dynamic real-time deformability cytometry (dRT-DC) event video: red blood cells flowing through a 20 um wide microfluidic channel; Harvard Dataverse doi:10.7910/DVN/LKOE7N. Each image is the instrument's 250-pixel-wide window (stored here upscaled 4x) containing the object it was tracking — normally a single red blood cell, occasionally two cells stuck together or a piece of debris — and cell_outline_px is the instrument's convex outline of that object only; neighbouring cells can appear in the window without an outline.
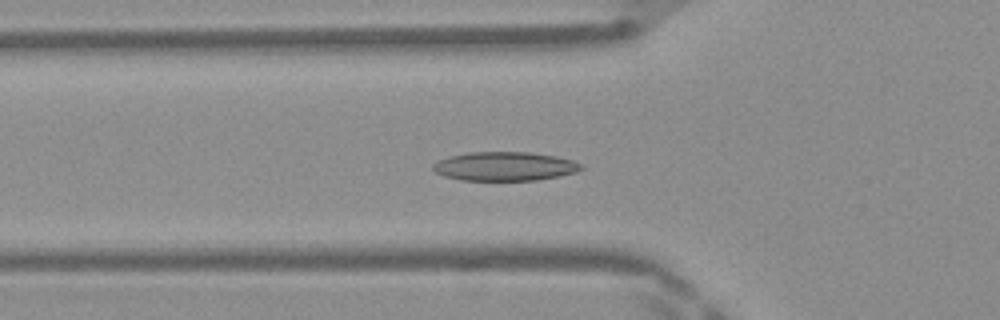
{"species": "Egyptian fruit bat (a non-hibernating species)", "species_latin": "Rousettus aegyptiacus", "temperature_condition": "warm", "stored_images_in_passage": 50, "camera_frame_rate_fps": 3000, "um_per_image_px": 0.085, "frame": {"image": 1, "passage_image": 17, "time_ms": 5.333, "image_size_px": [1000, 320], "cell_outline_px": [[584, 168], [576, 172], [560, 176], [536, 180], [460, 180], [444, 176], [436, 172], [432, 168], [432, 164], [448, 156], [468, 152], [528, 152], [556, 156], [572, 160], [584, 164]], "centroid_in_image_um": [42.92, 14.13], "position_along_channel_um": 82.9, "area_um2": 25.09}}
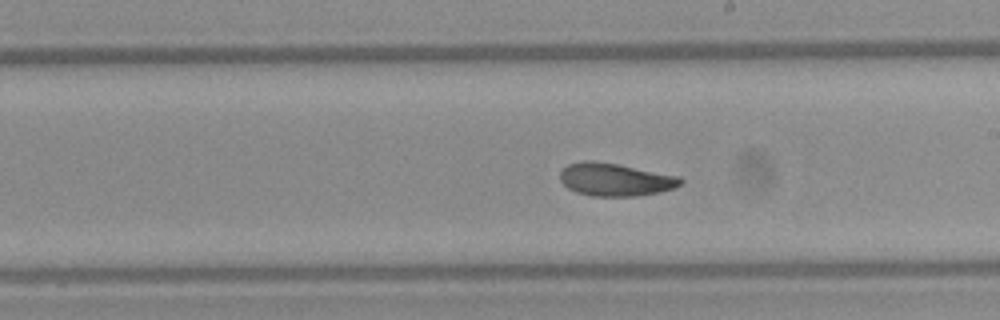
{"frame": {"image": 2, "passage_image": 28, "time_ms": 9.0, "image_size_px": [1000, 320], "cell_outline_px": [[684, 184], [676, 188], [660, 192], [636, 196], [592, 196], [576, 192], [568, 188], [560, 180], [560, 172], [568, 164], [584, 160], [592, 160], [616, 164], [680, 176], [684, 180]], "centroid_in_image_um": [52.33, 15.27], "position_along_channel_um": 236.7, "area_um2": 23.18}}
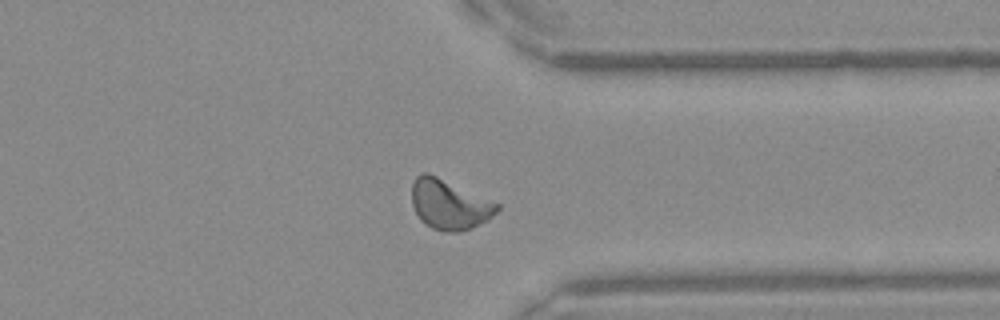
{"frame": {"image": 3, "passage_image": 38, "time_ms": 12.333, "image_size_px": [1000, 320], "cell_outline_px": [[500, 208], [488, 220], [472, 228], [456, 232], [444, 232], [432, 228], [420, 220], [412, 204], [412, 184], [416, 176], [424, 172], [428, 172], [500, 204]], "centroid_in_image_um": [38.19, 17.38], "position_along_channel_um": 373.2, "area_um2": 24.74}, "authors_computed_cell_mechanics": {"area_um2": 23.698, "velocity_mm_per_s": 4.1753, "shape_relaxation_time_tau1_ms": 5.0915, "shape_relaxation_time_tau2_ms": 2.6933, "deformation_change_tau1": 0.1449, "deformation_change_tau2": 0.0865}}